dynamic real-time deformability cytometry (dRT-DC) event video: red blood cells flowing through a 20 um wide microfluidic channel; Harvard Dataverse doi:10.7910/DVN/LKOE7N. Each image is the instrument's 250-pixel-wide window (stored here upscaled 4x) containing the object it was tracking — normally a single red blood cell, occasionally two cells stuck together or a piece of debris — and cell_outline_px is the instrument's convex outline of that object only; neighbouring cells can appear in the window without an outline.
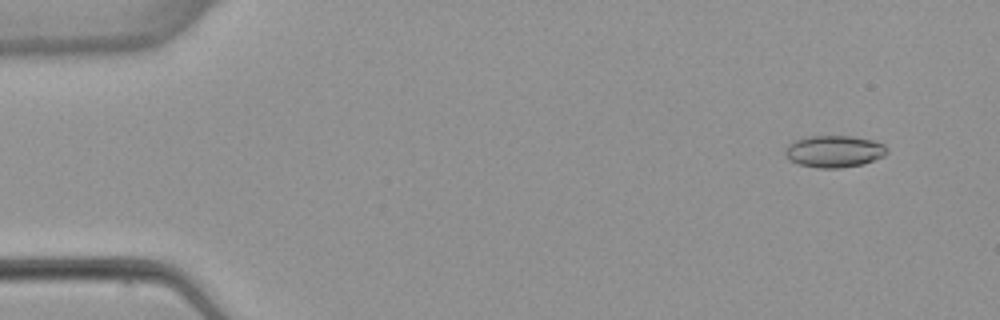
{"species": "common noctule bat (a hibernating species)", "species_latin": "Nyctalus noctula", "temperature_condition": "warm", "stored_images_in_passage": 5, "camera_frame_rate_fps": 3000, "um_per_image_px": 0.085, "animal": {"sex": "female", "body_mass_g": 22.7, "forearm_length_mm": 54.2}, "frame": {"image": 1, "passage_image": 2, "time_ms": 1.0, "image_size_px": [1000, 320], "cell_outline_px": [[888, 152], [884, 156], [864, 164], [840, 168], [816, 168], [800, 164], [788, 160], [784, 152], [788, 144], [792, 140], [808, 136], [852, 136], [872, 140], [884, 144]], "centroid_in_image_um": [70.88, 12.87], "position_along_channel_um": 14.1, "area_um2": 19.13}}
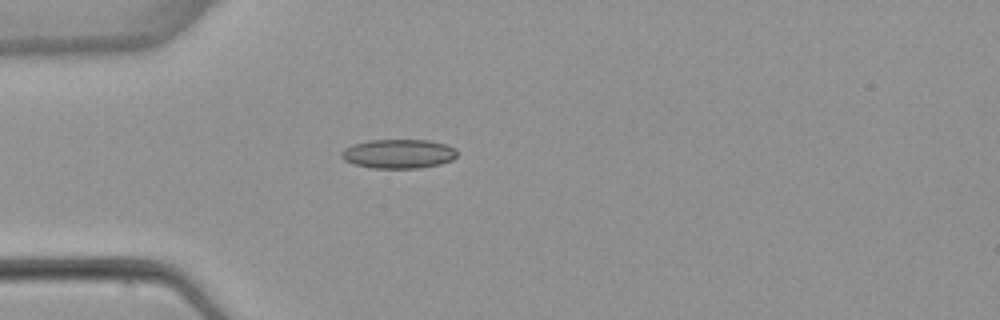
{"frame": {"image": 2, "passage_image": 5, "time_ms": 4.667, "image_size_px": [1000, 320], "cell_outline_px": [[456, 156], [452, 160], [440, 164], [416, 168], [372, 168], [352, 164], [344, 160], [340, 156], [340, 152], [344, 148], [368, 140], [428, 140], [444, 144], [456, 148]], "centroid_in_image_um": [33.84, 13.07], "position_along_channel_um": 51.2, "area_um2": 19.65}}